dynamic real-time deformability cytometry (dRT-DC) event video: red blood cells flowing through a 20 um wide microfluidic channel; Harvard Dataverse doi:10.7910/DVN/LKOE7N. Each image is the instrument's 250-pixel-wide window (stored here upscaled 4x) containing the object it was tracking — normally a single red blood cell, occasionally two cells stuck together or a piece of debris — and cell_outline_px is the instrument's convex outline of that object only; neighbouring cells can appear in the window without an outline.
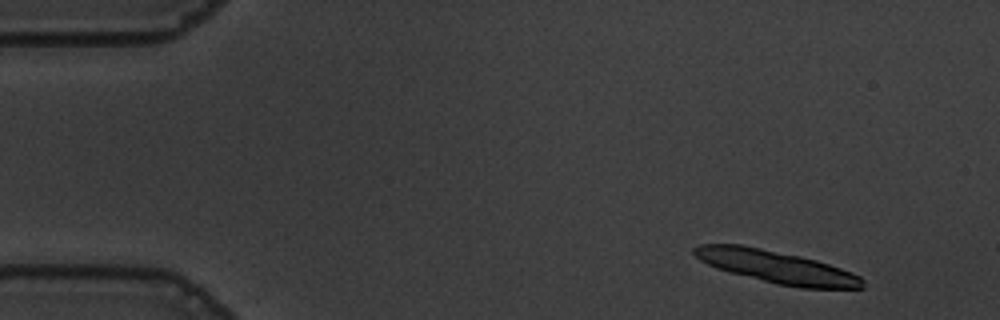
{"species": "common noctule bat (a hibernating species)", "species_latin": "Nyctalus noctula", "temperature_condition": "warm", "stored_images_in_passage": 14, "camera_frame_rate_fps": 3000, "um_per_image_px": 0.085, "animal": {"sex": "male", "body_mass_g": 19.5, "forearm_length_mm": 54.6}, "frame": {"image": 1, "passage_image": 3, "time_ms": 0.667, "image_size_px": [1000, 320], "cell_outline_px": [[864, 288], [800, 288], [776, 284], [716, 268], [700, 260], [692, 252], [692, 248], [700, 244], [740, 244], [800, 256], [816, 260], [852, 272], [860, 276], [864, 280]], "centroid_in_image_um": [66.01, 22.68], "position_along_channel_um": 19.0, "area_um2": 31.73}}